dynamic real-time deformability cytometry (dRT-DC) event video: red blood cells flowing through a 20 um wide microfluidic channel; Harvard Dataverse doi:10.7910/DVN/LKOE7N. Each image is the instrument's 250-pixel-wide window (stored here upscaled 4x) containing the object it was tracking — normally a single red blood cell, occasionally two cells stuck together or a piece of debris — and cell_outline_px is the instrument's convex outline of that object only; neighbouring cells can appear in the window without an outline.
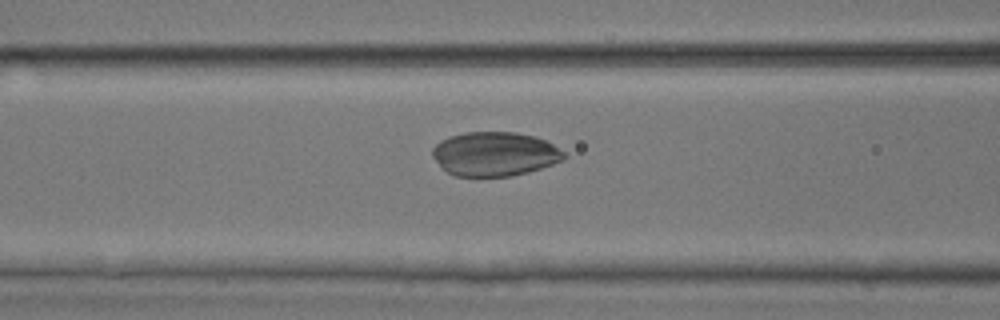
{"species": "common noctule bat (a hibernating species)", "species_latin": "Nyctalus noctula", "temperature_condition": "room temperature", "stored_images_in_passage": 34, "camera_frame_rate_fps": 3000, "um_per_image_px": 0.085, "animal": {"sex": "male", "body_mass_g": 17.9, "forearm_length_mm": 54.2}, "frame": {"image": 1, "passage_image": 9, "time_ms": 2.667, "image_size_px": [1000, 320], "cell_outline_px": [[568, 156], [564, 160], [528, 172], [512, 176], [456, 176], [448, 172], [432, 156], [432, 148], [440, 140], [448, 136], [468, 132], [516, 132], [536, 136], [552, 144], [564, 152]], "centroid_in_image_um": [42.06, 13.08], "position_along_channel_um": 124.5, "area_um2": 33.81}}
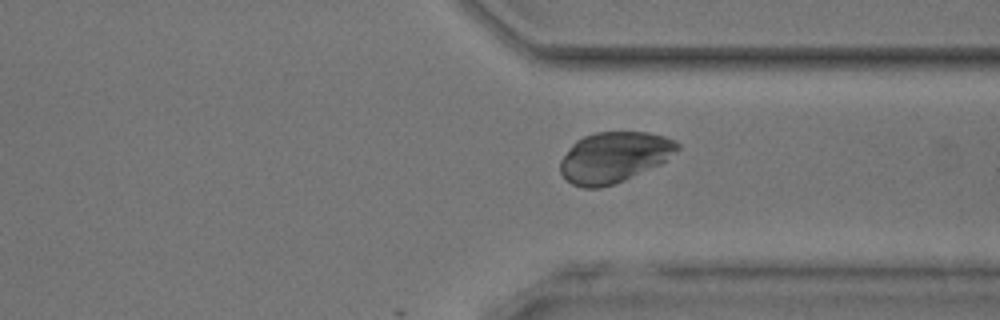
{"frame": {"image": 2, "passage_image": 26, "time_ms": 8.333, "image_size_px": [1000, 320], "cell_outline_px": [[680, 148], [660, 164], [624, 180], [600, 188], [584, 188], [572, 184], [560, 172], [560, 160], [568, 148], [576, 140], [584, 136], [596, 132], [648, 132], [664, 136], [676, 140], [680, 144]], "centroid_in_image_um": [52.19, 13.35], "position_along_channel_um": 359.2, "area_um2": 34.51}}
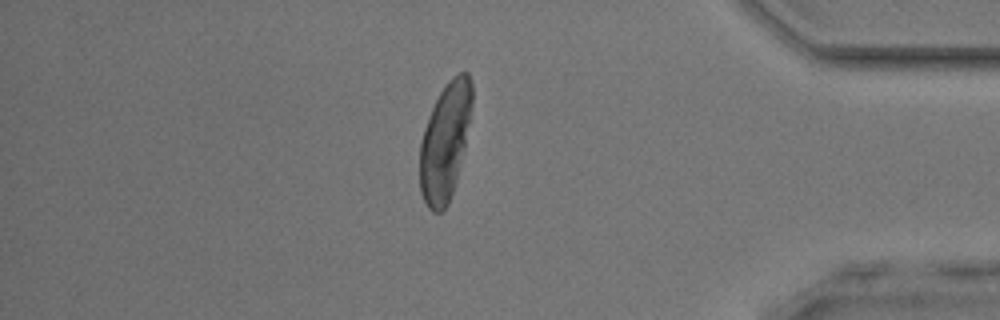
{"frame": {"image": 3, "passage_image": 31, "time_ms": 10.0, "image_size_px": [1000, 320], "cell_outline_px": [[472, 104], [464, 148], [456, 180], [448, 204], [440, 212], [432, 212], [428, 208], [420, 192], [420, 140], [428, 116], [444, 84], [452, 76], [460, 72], [468, 72], [472, 84]], "centroid_in_image_um": [37.82, 12.01], "position_along_channel_um": 397.4, "area_um2": 35.49}}